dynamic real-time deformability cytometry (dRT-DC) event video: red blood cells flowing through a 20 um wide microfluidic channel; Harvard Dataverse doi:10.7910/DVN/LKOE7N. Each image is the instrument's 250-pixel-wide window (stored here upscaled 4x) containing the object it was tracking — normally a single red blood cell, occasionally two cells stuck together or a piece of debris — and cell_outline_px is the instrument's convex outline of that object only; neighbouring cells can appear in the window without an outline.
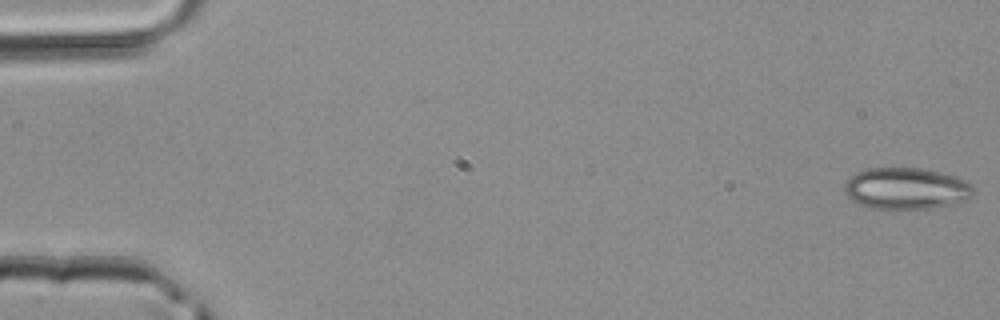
{"species": "common noctule bat (a hibernating species)", "species_latin": "Nyctalus noctula", "temperature_condition": "room temperature", "stored_images_in_passage": 2, "camera_frame_rate_fps": 3000, "um_per_image_px": 0.085, "animal": {"sex": "male", "body_mass_g": 20.4}, "frame": {"image": 1, "passage_image": 2, "time_ms": 0.333, "image_size_px": [1000, 320], "cell_outline_px": [[976, 192], [968, 200], [952, 204], [928, 208], [864, 208], [856, 204], [844, 192], [844, 184], [856, 172], [868, 168], [924, 168], [956, 176], [964, 180]], "centroid_in_image_um": [77.01, 16.02], "position_along_channel_um": 8.0, "area_um2": 31.33}}